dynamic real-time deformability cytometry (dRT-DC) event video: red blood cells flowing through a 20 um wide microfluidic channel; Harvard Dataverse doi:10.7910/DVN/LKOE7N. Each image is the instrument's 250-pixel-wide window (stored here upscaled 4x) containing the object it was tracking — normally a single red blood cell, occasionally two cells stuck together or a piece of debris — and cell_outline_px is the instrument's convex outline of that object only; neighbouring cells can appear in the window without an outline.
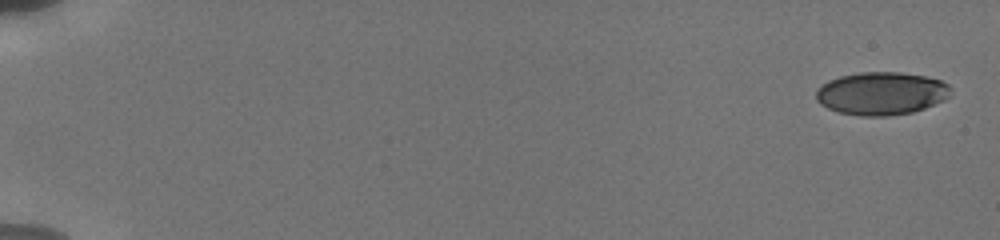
{"species": "human", "species_latin": "Homo sapiens", "temperature_condition": "cold", "stored_images_in_passage": 19, "camera_frame_rate_fps": 3000, "um_per_image_px": 0.085, "donor": {"sex": "male"}, "frame": {"image": 1, "passage_image": 1, "time_ms": 0.0, "image_size_px": [1000, 240], "cell_outline_px": [[952, 96], [944, 100], [924, 108], [912, 112], [888, 116], [860, 116], [836, 112], [820, 104], [816, 100], [816, 88], [828, 80], [840, 76], [860, 72], [900, 72], [924, 76], [940, 80], [948, 84], [952, 88]], "centroid_in_image_um": [74.91, 7.94], "position_along_channel_um": 10.1, "area_um2": 34.04}}
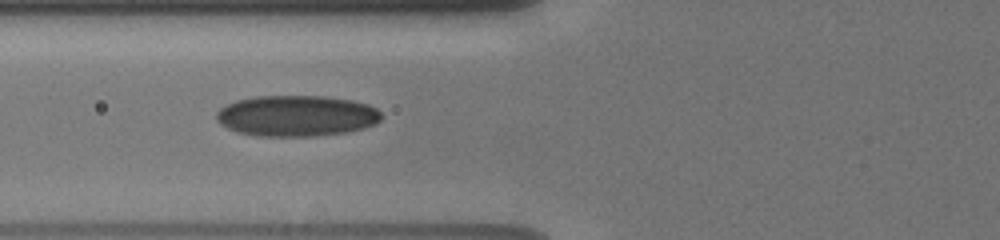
{"frame": {"image": 2, "passage_image": 14, "time_ms": 7.333, "image_size_px": [1000, 240], "cell_outline_px": [[380, 120], [376, 124], [364, 128], [348, 132], [312, 136], [256, 136], [236, 132], [220, 124], [216, 120], [216, 112], [220, 108], [236, 100], [256, 96], [324, 96], [352, 100], [368, 104], [376, 108], [380, 112]], "centroid_in_image_um": [25.19, 9.85], "position_along_channel_um": 100.6, "area_um2": 39.59}}
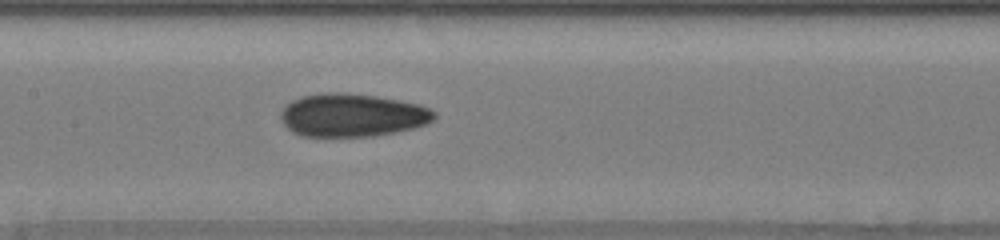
{"frame": {"image": 3, "passage_image": 19, "time_ms": 9.333, "image_size_px": [1000, 240], "cell_outline_px": [[436, 116], [428, 124], [412, 128], [372, 136], [304, 136], [292, 132], [284, 124], [280, 116], [280, 112], [292, 100], [304, 96], [324, 92], [348, 92], [376, 96], [400, 100], [420, 104], [436, 112]], "centroid_in_image_um": [29.95, 9.78], "position_along_channel_um": 177.5, "area_um2": 38.49}}